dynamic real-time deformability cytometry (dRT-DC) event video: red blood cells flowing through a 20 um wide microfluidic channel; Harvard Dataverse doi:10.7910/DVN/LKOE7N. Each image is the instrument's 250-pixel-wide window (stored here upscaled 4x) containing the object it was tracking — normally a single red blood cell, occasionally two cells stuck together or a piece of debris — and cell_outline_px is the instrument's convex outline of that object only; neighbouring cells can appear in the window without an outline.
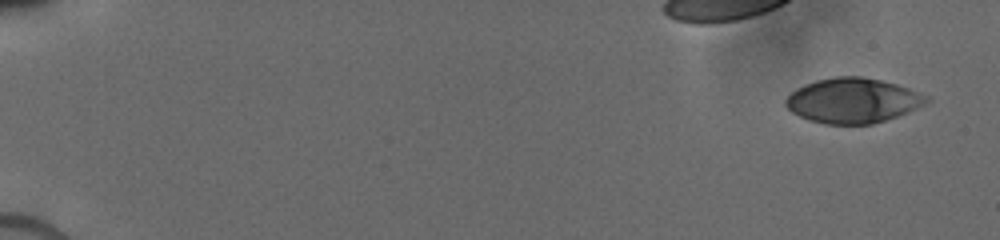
{"species": "human", "species_latin": "Homo sapiens", "temperature_condition": "cold", "stored_images_in_passage": 28, "camera_frame_rate_fps": 3000, "um_per_image_px": 0.085, "donor": {"sex": "male"}, "frame": {"image": 1, "passage_image": 1, "time_ms": 0.0, "image_size_px": [1000, 240], "cell_outline_px": [[932, 100], [908, 112], [872, 124], [824, 124], [808, 120], [792, 112], [784, 104], [784, 100], [796, 88], [804, 84], [816, 80], [832, 76], [860, 76], [880, 80], [896, 84], [920, 92], [928, 96]], "centroid_in_image_um": [72.47, 8.54], "position_along_channel_um": 12.5, "area_um2": 36.93}}
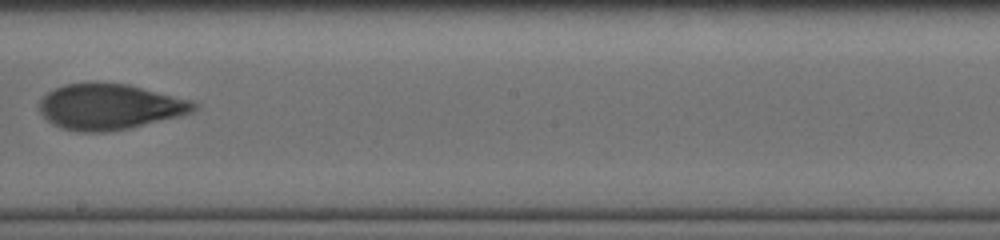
{"frame": {"image": 2, "passage_image": 19, "time_ms": 10.0, "image_size_px": [1000, 240], "cell_outline_px": [[200, 108], [192, 112], [180, 116], [128, 128], [104, 132], [80, 132], [64, 128], [52, 124], [40, 112], [40, 100], [48, 92], [64, 84], [92, 80], [96, 80], [128, 84], [192, 100], [200, 104]], "centroid_in_image_um": [9.34, 9.03], "position_along_channel_um": 238.9, "area_um2": 41.67}}
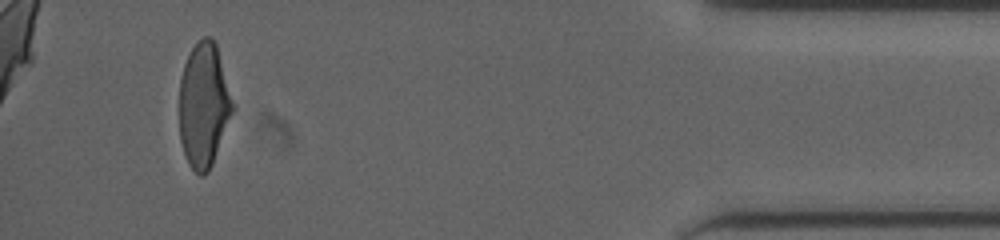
{"frame": {"image": 3, "passage_image": 28, "time_ms": 15.667, "image_size_px": [1000, 240], "cell_outline_px": [[232, 112], [212, 164], [208, 172], [204, 176], [200, 176], [188, 164], [180, 140], [180, 80], [184, 64], [192, 48], [204, 36], [212, 36], [216, 44], [232, 104]], "centroid_in_image_um": [17.28, 8.95], "position_along_channel_um": 417.9, "area_um2": 37.69}}